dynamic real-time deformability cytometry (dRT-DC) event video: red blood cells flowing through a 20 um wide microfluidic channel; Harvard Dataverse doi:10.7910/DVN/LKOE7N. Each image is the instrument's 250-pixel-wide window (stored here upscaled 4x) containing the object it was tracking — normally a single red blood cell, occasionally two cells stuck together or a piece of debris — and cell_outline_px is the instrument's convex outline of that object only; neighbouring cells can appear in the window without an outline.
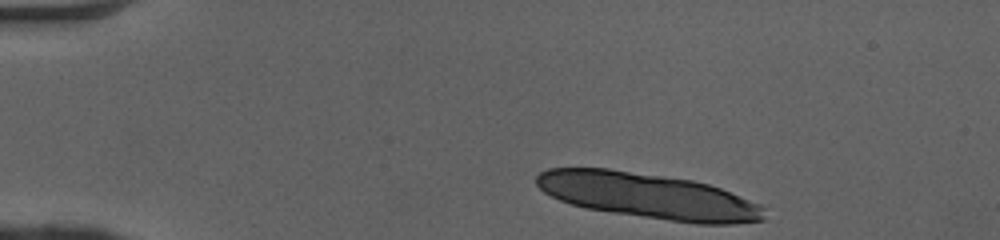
{"species": "human", "species_latin": "Homo sapiens", "temperature_condition": "cold", "stored_images_in_passage": 9, "camera_frame_rate_fps": 3000, "um_per_image_px": 0.085, "donor": {"sex": "female"}, "frame": {"image": 1, "passage_image": 1, "time_ms": 0.0, "image_size_px": [1000, 240], "cell_outline_px": [[764, 220], [736, 224], [696, 224], [584, 208], [560, 200], [544, 192], [536, 184], [536, 176], [540, 172], [548, 168], [608, 168], [692, 180], [708, 184], [720, 188], [760, 204], [764, 208]], "centroid_in_image_um": [55.1, 16.65], "position_along_channel_um": 29.9, "area_um2": 60.29}}